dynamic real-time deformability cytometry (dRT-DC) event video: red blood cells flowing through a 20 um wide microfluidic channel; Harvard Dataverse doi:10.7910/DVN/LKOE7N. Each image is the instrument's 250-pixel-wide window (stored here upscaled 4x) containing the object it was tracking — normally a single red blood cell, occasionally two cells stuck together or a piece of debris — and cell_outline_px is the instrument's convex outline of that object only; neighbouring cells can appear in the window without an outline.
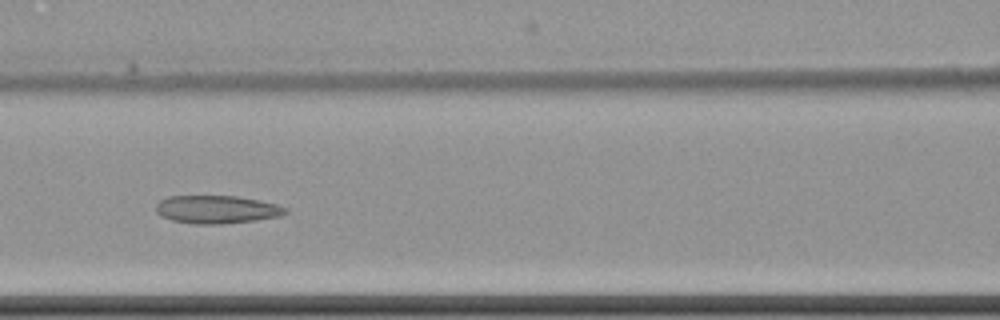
{"species": "common noctule bat (a hibernating species)", "species_latin": "Nyctalus noctula", "temperature_condition": "cold", "stored_images_in_passage": 9, "camera_frame_rate_fps": 3000, "um_per_image_px": 0.085, "animal": {"sex": "female", "body_mass_g": 22.7, "forearm_length_mm": 54.2}, "frame": {"image": 1, "passage_image": 9, "time_ms": 9.667, "image_size_px": [1000, 320], "cell_outline_px": [[288, 212], [276, 216], [256, 220], [220, 224], [196, 224], [172, 220], [160, 216], [156, 212], [156, 204], [160, 200], [168, 196], [236, 196], [260, 200], [276, 204], [288, 208]], "centroid_in_image_um": [18.4, 17.8], "position_along_channel_um": 148.2, "area_um2": 21.1}}